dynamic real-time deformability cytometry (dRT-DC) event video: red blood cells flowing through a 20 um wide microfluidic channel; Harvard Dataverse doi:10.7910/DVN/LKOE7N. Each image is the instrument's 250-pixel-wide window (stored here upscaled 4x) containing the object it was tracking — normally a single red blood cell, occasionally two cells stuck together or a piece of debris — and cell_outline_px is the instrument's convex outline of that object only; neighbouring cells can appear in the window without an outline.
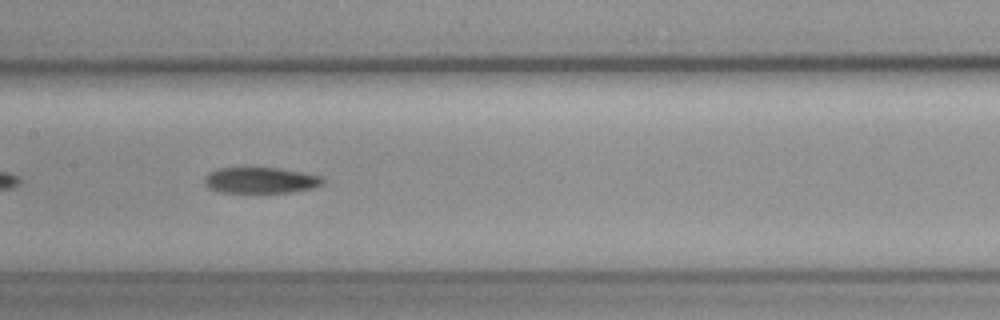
{"species": "common noctule bat (a hibernating species)", "species_latin": "Nyctalus noctula", "temperature_condition": "cold", "stored_images_in_passage": 41, "camera_frame_rate_fps": 3000, "um_per_image_px": 0.085, "animal": {"sex": "female", "body_mass_g": 19.3, "forearm_length_mm": 54.1}, "frame": {"image": 1, "passage_image": 12, "time_ms": 3.667, "image_size_px": [1000, 320], "cell_outline_px": [[324, 184], [316, 188], [288, 192], [220, 192], [208, 188], [204, 184], [204, 180], [208, 172], [216, 168], [280, 168], [324, 176]], "centroid_in_image_um": [22.18, 15.32], "position_along_channel_um": 185.2, "area_um2": 18.09}}
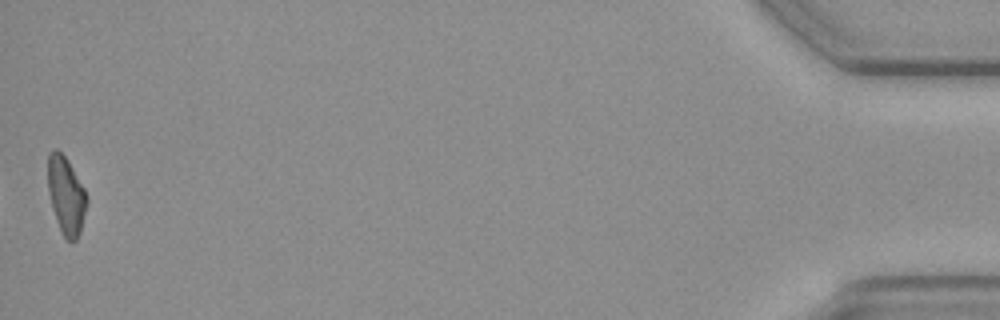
{"frame": {"image": 2, "passage_image": 41, "time_ms": 13.333, "image_size_px": [1000, 320], "cell_outline_px": [[88, 200], [80, 232], [76, 240], [72, 244], [64, 240], [56, 220], [52, 208], [48, 192], [48, 152], [56, 148], [68, 160], [84, 188], [88, 196]], "centroid_in_image_um": [5.62, 16.65], "position_along_channel_um": 429.6, "area_um2": 17.86}}